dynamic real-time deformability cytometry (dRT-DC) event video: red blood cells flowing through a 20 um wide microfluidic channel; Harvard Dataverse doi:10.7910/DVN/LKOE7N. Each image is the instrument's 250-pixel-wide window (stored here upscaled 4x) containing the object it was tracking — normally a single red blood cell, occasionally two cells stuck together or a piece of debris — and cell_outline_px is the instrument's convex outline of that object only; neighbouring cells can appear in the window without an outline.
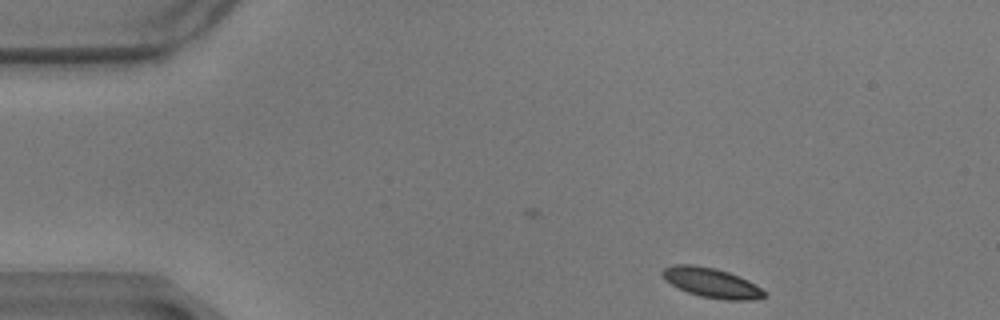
{"species": "common noctule bat (a hibernating species)", "species_latin": "Nyctalus noctula", "temperature_condition": "warm", "stored_images_in_passage": 41, "camera_frame_rate_fps": 3000, "um_per_image_px": 0.085, "animal": {"sex": "male", "body_mass_g": 17.9}, "frame": {"image": 1, "passage_image": 1, "time_ms": 0.0, "image_size_px": [1000, 320], "cell_outline_px": [[768, 296], [748, 300], [724, 300], [700, 296], [688, 292], [664, 280], [660, 272], [664, 268], [676, 264], [692, 264], [716, 268], [740, 276], [748, 280], [768, 292]], "centroid_in_image_um": [60.51, 24.03], "position_along_channel_um": 24.5, "area_um2": 17.74}}
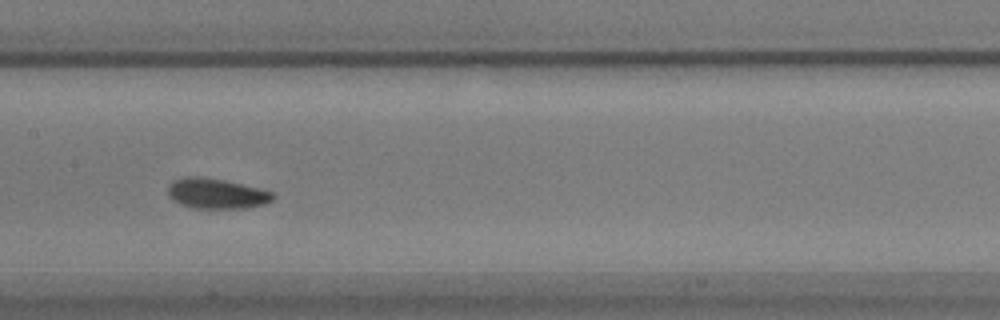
{"frame": {"image": 2, "passage_image": 22, "time_ms": 7.0, "image_size_px": [1000, 320], "cell_outline_px": [[276, 196], [272, 200], [264, 204], [248, 208], [196, 208], [184, 204], [168, 196], [168, 184], [172, 180], [184, 176], [196, 176], [224, 180], [272, 192]], "centroid_in_image_um": [18.39, 16.44], "position_along_channel_um": 189.0, "area_um2": 18.26}}
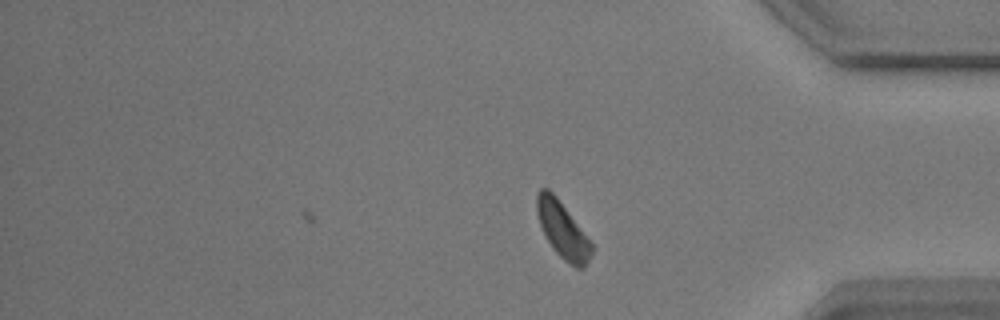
{"frame": {"image": 3, "passage_image": 41, "time_ms": 13.333, "image_size_px": [1000, 320], "cell_outline_px": [[596, 248], [584, 268], [576, 268], [564, 260], [552, 248], [540, 224], [536, 212], [536, 192], [540, 188], [548, 188], [556, 196]], "centroid_in_image_um": [47.83, 19.56], "position_along_channel_um": 387.4, "area_um2": 17.92}, "authors_computed_cell_mechanics": {"area_um2": 18.0336, "velocity_mm_per_s": 3.4008, "shape_relaxation_time_tau1_ms": 2.6105, "shape_relaxation_time_tau2_ms": 3.9887, "deformation_change_tau1": 0.1034, "deformation_change_tau2": 0.0809}}